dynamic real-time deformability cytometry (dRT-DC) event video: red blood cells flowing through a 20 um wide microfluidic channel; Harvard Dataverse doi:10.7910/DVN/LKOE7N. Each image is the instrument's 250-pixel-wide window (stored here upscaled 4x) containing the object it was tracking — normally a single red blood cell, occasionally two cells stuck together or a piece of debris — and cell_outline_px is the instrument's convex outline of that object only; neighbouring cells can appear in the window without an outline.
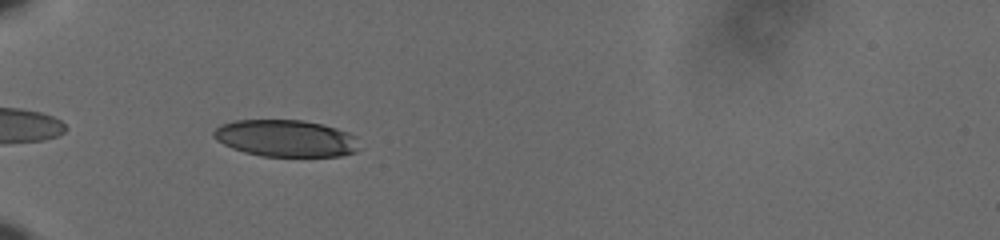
{"species": "human", "species_latin": "Homo sapiens", "temperature_condition": "cold", "stored_images_in_passage": 23, "camera_frame_rate_fps": 3000, "um_per_image_px": 0.085, "donor": {"sex": "male"}, "frame": {"image": 1, "passage_image": 2, "time_ms": 0.333, "image_size_px": [1000, 240], "cell_outline_px": [[360, 148], [356, 152], [340, 156], [260, 156], [244, 152], [232, 148], [216, 140], [212, 136], [212, 132], [220, 124], [236, 120], [304, 120], [324, 124], [348, 132], [356, 136]], "centroid_in_image_um": [24.3, 11.75], "position_along_channel_um": 60.7, "area_um2": 31.62}}
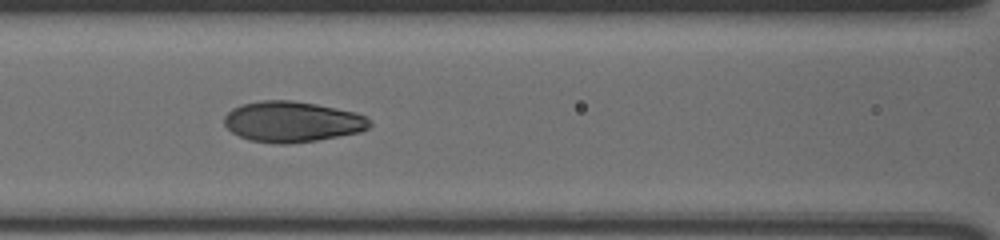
{"frame": {"image": 2, "passage_image": 10, "time_ms": 3.0, "image_size_px": [1000, 240], "cell_outline_px": [[372, 124], [368, 128], [360, 132], [316, 140], [288, 144], [276, 144], [248, 140], [232, 132], [224, 124], [224, 116], [232, 108], [240, 104], [260, 100], [292, 100], [316, 104], [356, 112], [372, 120]], "centroid_in_image_um": [24.82, 10.34], "position_along_channel_um": 141.8, "area_um2": 34.68}}
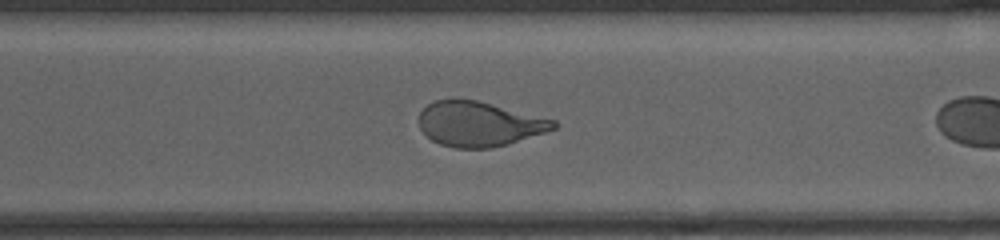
{"frame": {"image": 3, "passage_image": 22, "time_ms": 7.0, "image_size_px": [1000, 240], "cell_outline_px": [[560, 124], [556, 128], [508, 144], [492, 148], [456, 148], [440, 144], [432, 140], [420, 128], [420, 112], [428, 104], [436, 100], [476, 100], [556, 120]], "centroid_in_image_um": [40.75, 10.55], "position_along_channel_um": 329.9, "area_um2": 34.74}}